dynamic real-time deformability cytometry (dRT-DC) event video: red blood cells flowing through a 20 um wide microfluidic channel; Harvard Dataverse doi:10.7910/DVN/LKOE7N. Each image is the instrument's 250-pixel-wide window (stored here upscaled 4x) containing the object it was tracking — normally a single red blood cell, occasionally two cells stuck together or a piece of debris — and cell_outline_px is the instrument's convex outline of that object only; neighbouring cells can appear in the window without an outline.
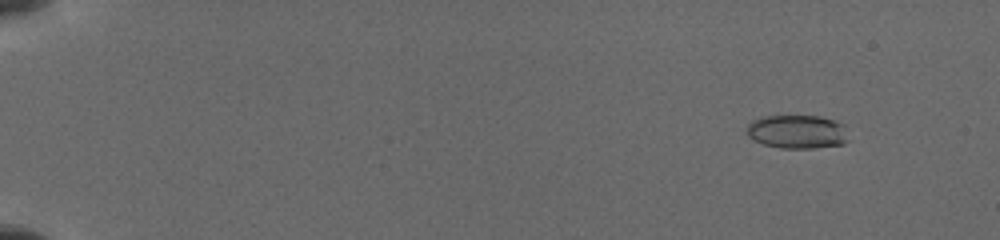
{"species": "common noctule bat (a hibernating species)", "species_latin": "Nyctalus noctula", "temperature_condition": "cold", "stored_images_in_passage": 6, "camera_frame_rate_fps": 3000, "um_per_image_px": 0.085, "animal": {"sex": "female", "body_mass_g": 19.5, "forearm_length_mm": 54.1}, "frame": {"image": 1, "passage_image": 1, "time_ms": 0.0, "image_size_px": [1000, 240], "cell_outline_px": [[848, 140], [844, 144], [812, 148], [780, 148], [764, 144], [752, 140], [748, 136], [744, 128], [752, 120], [760, 116], [820, 116], [836, 120], [844, 124]], "centroid_in_image_um": [67.73, 11.19], "position_along_channel_um": 17.3, "area_um2": 20.29}}
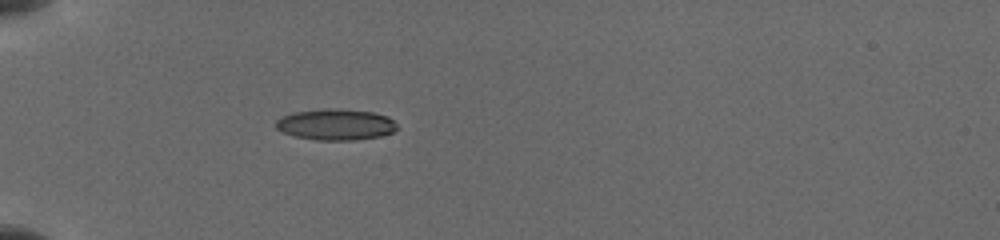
{"frame": {"image": 2, "passage_image": 5, "time_ms": 4.333, "image_size_px": [1000, 240], "cell_outline_px": [[396, 128], [392, 132], [380, 136], [352, 140], [316, 140], [292, 136], [276, 128], [276, 120], [292, 112], [328, 108], [340, 108], [372, 112], [388, 116], [396, 124]], "centroid_in_image_um": [28.52, 10.58], "position_along_channel_um": 56.5, "area_um2": 21.96}}